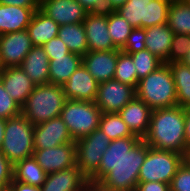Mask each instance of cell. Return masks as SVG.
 <instances>
[{
  "label": "cell",
  "mask_w": 190,
  "mask_h": 191,
  "mask_svg": "<svg viewBox=\"0 0 190 191\" xmlns=\"http://www.w3.org/2000/svg\"><path fill=\"white\" fill-rule=\"evenodd\" d=\"M109 36L111 37L114 45L121 49L131 31L134 29L130 23L123 17H121L116 11H106Z\"/></svg>",
  "instance_id": "30"
},
{
  "label": "cell",
  "mask_w": 190,
  "mask_h": 191,
  "mask_svg": "<svg viewBox=\"0 0 190 191\" xmlns=\"http://www.w3.org/2000/svg\"><path fill=\"white\" fill-rule=\"evenodd\" d=\"M146 32L145 45L153 55L163 63H169V50L171 48L174 32L167 23L144 28Z\"/></svg>",
  "instance_id": "21"
},
{
  "label": "cell",
  "mask_w": 190,
  "mask_h": 191,
  "mask_svg": "<svg viewBox=\"0 0 190 191\" xmlns=\"http://www.w3.org/2000/svg\"><path fill=\"white\" fill-rule=\"evenodd\" d=\"M67 99L95 102L99 83L81 64L62 85Z\"/></svg>",
  "instance_id": "15"
},
{
  "label": "cell",
  "mask_w": 190,
  "mask_h": 191,
  "mask_svg": "<svg viewBox=\"0 0 190 191\" xmlns=\"http://www.w3.org/2000/svg\"><path fill=\"white\" fill-rule=\"evenodd\" d=\"M185 142H186V152L190 148V107L185 108Z\"/></svg>",
  "instance_id": "45"
},
{
  "label": "cell",
  "mask_w": 190,
  "mask_h": 191,
  "mask_svg": "<svg viewBox=\"0 0 190 191\" xmlns=\"http://www.w3.org/2000/svg\"><path fill=\"white\" fill-rule=\"evenodd\" d=\"M151 0H128L116 12L125 18L133 28H146L147 4Z\"/></svg>",
  "instance_id": "29"
},
{
  "label": "cell",
  "mask_w": 190,
  "mask_h": 191,
  "mask_svg": "<svg viewBox=\"0 0 190 191\" xmlns=\"http://www.w3.org/2000/svg\"><path fill=\"white\" fill-rule=\"evenodd\" d=\"M39 7H17L0 3V35L26 30Z\"/></svg>",
  "instance_id": "20"
},
{
  "label": "cell",
  "mask_w": 190,
  "mask_h": 191,
  "mask_svg": "<svg viewBox=\"0 0 190 191\" xmlns=\"http://www.w3.org/2000/svg\"><path fill=\"white\" fill-rule=\"evenodd\" d=\"M170 191H190V165L183 161L170 183Z\"/></svg>",
  "instance_id": "38"
},
{
  "label": "cell",
  "mask_w": 190,
  "mask_h": 191,
  "mask_svg": "<svg viewBox=\"0 0 190 191\" xmlns=\"http://www.w3.org/2000/svg\"><path fill=\"white\" fill-rule=\"evenodd\" d=\"M32 46L26 30L0 35V69L20 66Z\"/></svg>",
  "instance_id": "10"
},
{
  "label": "cell",
  "mask_w": 190,
  "mask_h": 191,
  "mask_svg": "<svg viewBox=\"0 0 190 191\" xmlns=\"http://www.w3.org/2000/svg\"><path fill=\"white\" fill-rule=\"evenodd\" d=\"M57 36L67 45L71 53L83 57L88 52V44L83 23L60 25Z\"/></svg>",
  "instance_id": "26"
},
{
  "label": "cell",
  "mask_w": 190,
  "mask_h": 191,
  "mask_svg": "<svg viewBox=\"0 0 190 191\" xmlns=\"http://www.w3.org/2000/svg\"><path fill=\"white\" fill-rule=\"evenodd\" d=\"M145 39V29L134 28L128 36L125 45L120 50L126 54H131L146 49Z\"/></svg>",
  "instance_id": "37"
},
{
  "label": "cell",
  "mask_w": 190,
  "mask_h": 191,
  "mask_svg": "<svg viewBox=\"0 0 190 191\" xmlns=\"http://www.w3.org/2000/svg\"><path fill=\"white\" fill-rule=\"evenodd\" d=\"M88 12H106V0H77Z\"/></svg>",
  "instance_id": "42"
},
{
  "label": "cell",
  "mask_w": 190,
  "mask_h": 191,
  "mask_svg": "<svg viewBox=\"0 0 190 191\" xmlns=\"http://www.w3.org/2000/svg\"><path fill=\"white\" fill-rule=\"evenodd\" d=\"M184 155L173 151L157 150L147 145V155L141 166L138 182H164L170 184Z\"/></svg>",
  "instance_id": "7"
},
{
  "label": "cell",
  "mask_w": 190,
  "mask_h": 191,
  "mask_svg": "<svg viewBox=\"0 0 190 191\" xmlns=\"http://www.w3.org/2000/svg\"><path fill=\"white\" fill-rule=\"evenodd\" d=\"M185 2L190 6V0H185Z\"/></svg>",
  "instance_id": "51"
},
{
  "label": "cell",
  "mask_w": 190,
  "mask_h": 191,
  "mask_svg": "<svg viewBox=\"0 0 190 191\" xmlns=\"http://www.w3.org/2000/svg\"><path fill=\"white\" fill-rule=\"evenodd\" d=\"M34 125L21 113L6 119L1 152L14 165L32 157L34 152Z\"/></svg>",
  "instance_id": "5"
},
{
  "label": "cell",
  "mask_w": 190,
  "mask_h": 191,
  "mask_svg": "<svg viewBox=\"0 0 190 191\" xmlns=\"http://www.w3.org/2000/svg\"><path fill=\"white\" fill-rule=\"evenodd\" d=\"M88 51H110L118 49L109 36L107 14L105 12L87 13L83 21Z\"/></svg>",
  "instance_id": "13"
},
{
  "label": "cell",
  "mask_w": 190,
  "mask_h": 191,
  "mask_svg": "<svg viewBox=\"0 0 190 191\" xmlns=\"http://www.w3.org/2000/svg\"><path fill=\"white\" fill-rule=\"evenodd\" d=\"M134 62L138 81L146 77L149 73L155 71L163 62L153 55L149 50L143 49L141 51L129 54Z\"/></svg>",
  "instance_id": "33"
},
{
  "label": "cell",
  "mask_w": 190,
  "mask_h": 191,
  "mask_svg": "<svg viewBox=\"0 0 190 191\" xmlns=\"http://www.w3.org/2000/svg\"><path fill=\"white\" fill-rule=\"evenodd\" d=\"M128 0H106V11H116Z\"/></svg>",
  "instance_id": "46"
},
{
  "label": "cell",
  "mask_w": 190,
  "mask_h": 191,
  "mask_svg": "<svg viewBox=\"0 0 190 191\" xmlns=\"http://www.w3.org/2000/svg\"><path fill=\"white\" fill-rule=\"evenodd\" d=\"M135 191H170V184L164 182H138Z\"/></svg>",
  "instance_id": "41"
},
{
  "label": "cell",
  "mask_w": 190,
  "mask_h": 191,
  "mask_svg": "<svg viewBox=\"0 0 190 191\" xmlns=\"http://www.w3.org/2000/svg\"><path fill=\"white\" fill-rule=\"evenodd\" d=\"M135 96L133 86L110 79L99 83L95 103L102 113H118Z\"/></svg>",
  "instance_id": "9"
},
{
  "label": "cell",
  "mask_w": 190,
  "mask_h": 191,
  "mask_svg": "<svg viewBox=\"0 0 190 191\" xmlns=\"http://www.w3.org/2000/svg\"><path fill=\"white\" fill-rule=\"evenodd\" d=\"M136 97L152 110L177 105V95L172 72L167 63L138 81Z\"/></svg>",
  "instance_id": "3"
},
{
  "label": "cell",
  "mask_w": 190,
  "mask_h": 191,
  "mask_svg": "<svg viewBox=\"0 0 190 191\" xmlns=\"http://www.w3.org/2000/svg\"><path fill=\"white\" fill-rule=\"evenodd\" d=\"M146 155V142L135 135L113 140L89 182L109 191H135Z\"/></svg>",
  "instance_id": "1"
},
{
  "label": "cell",
  "mask_w": 190,
  "mask_h": 191,
  "mask_svg": "<svg viewBox=\"0 0 190 191\" xmlns=\"http://www.w3.org/2000/svg\"><path fill=\"white\" fill-rule=\"evenodd\" d=\"M67 98L62 85H36L21 107V113L33 124L59 117Z\"/></svg>",
  "instance_id": "4"
},
{
  "label": "cell",
  "mask_w": 190,
  "mask_h": 191,
  "mask_svg": "<svg viewBox=\"0 0 190 191\" xmlns=\"http://www.w3.org/2000/svg\"><path fill=\"white\" fill-rule=\"evenodd\" d=\"M83 191H109L106 188H103L99 183H93V182H88Z\"/></svg>",
  "instance_id": "47"
},
{
  "label": "cell",
  "mask_w": 190,
  "mask_h": 191,
  "mask_svg": "<svg viewBox=\"0 0 190 191\" xmlns=\"http://www.w3.org/2000/svg\"><path fill=\"white\" fill-rule=\"evenodd\" d=\"M172 0H151L147 4L146 28L167 23L168 9Z\"/></svg>",
  "instance_id": "34"
},
{
  "label": "cell",
  "mask_w": 190,
  "mask_h": 191,
  "mask_svg": "<svg viewBox=\"0 0 190 191\" xmlns=\"http://www.w3.org/2000/svg\"><path fill=\"white\" fill-rule=\"evenodd\" d=\"M82 64V56L69 52L49 60V83L63 85Z\"/></svg>",
  "instance_id": "24"
},
{
  "label": "cell",
  "mask_w": 190,
  "mask_h": 191,
  "mask_svg": "<svg viewBox=\"0 0 190 191\" xmlns=\"http://www.w3.org/2000/svg\"><path fill=\"white\" fill-rule=\"evenodd\" d=\"M0 80L6 92L21 107L25 104L27 97L36 87L34 82L20 68V66L0 69Z\"/></svg>",
  "instance_id": "17"
},
{
  "label": "cell",
  "mask_w": 190,
  "mask_h": 191,
  "mask_svg": "<svg viewBox=\"0 0 190 191\" xmlns=\"http://www.w3.org/2000/svg\"><path fill=\"white\" fill-rule=\"evenodd\" d=\"M152 111L141 99L135 96L118 114L127 124L131 133L143 139L149 129Z\"/></svg>",
  "instance_id": "18"
},
{
  "label": "cell",
  "mask_w": 190,
  "mask_h": 191,
  "mask_svg": "<svg viewBox=\"0 0 190 191\" xmlns=\"http://www.w3.org/2000/svg\"><path fill=\"white\" fill-rule=\"evenodd\" d=\"M190 50V35L174 34L169 50V63L181 62Z\"/></svg>",
  "instance_id": "35"
},
{
  "label": "cell",
  "mask_w": 190,
  "mask_h": 191,
  "mask_svg": "<svg viewBox=\"0 0 190 191\" xmlns=\"http://www.w3.org/2000/svg\"><path fill=\"white\" fill-rule=\"evenodd\" d=\"M113 79L121 83L137 87V73L132 57L122 51L118 53L116 69Z\"/></svg>",
  "instance_id": "32"
},
{
  "label": "cell",
  "mask_w": 190,
  "mask_h": 191,
  "mask_svg": "<svg viewBox=\"0 0 190 191\" xmlns=\"http://www.w3.org/2000/svg\"><path fill=\"white\" fill-rule=\"evenodd\" d=\"M59 26L52 18L38 9L34 12L26 31L33 46H42L57 37Z\"/></svg>",
  "instance_id": "23"
},
{
  "label": "cell",
  "mask_w": 190,
  "mask_h": 191,
  "mask_svg": "<svg viewBox=\"0 0 190 191\" xmlns=\"http://www.w3.org/2000/svg\"><path fill=\"white\" fill-rule=\"evenodd\" d=\"M47 173L32 157L25 158L13 165V180L41 187Z\"/></svg>",
  "instance_id": "25"
},
{
  "label": "cell",
  "mask_w": 190,
  "mask_h": 191,
  "mask_svg": "<svg viewBox=\"0 0 190 191\" xmlns=\"http://www.w3.org/2000/svg\"><path fill=\"white\" fill-rule=\"evenodd\" d=\"M181 63L190 67V50L188 51L187 55L182 59Z\"/></svg>",
  "instance_id": "49"
},
{
  "label": "cell",
  "mask_w": 190,
  "mask_h": 191,
  "mask_svg": "<svg viewBox=\"0 0 190 191\" xmlns=\"http://www.w3.org/2000/svg\"><path fill=\"white\" fill-rule=\"evenodd\" d=\"M5 126L6 120L0 119V150L3 144Z\"/></svg>",
  "instance_id": "48"
},
{
  "label": "cell",
  "mask_w": 190,
  "mask_h": 191,
  "mask_svg": "<svg viewBox=\"0 0 190 191\" xmlns=\"http://www.w3.org/2000/svg\"><path fill=\"white\" fill-rule=\"evenodd\" d=\"M0 3L17 7H39L40 0H0Z\"/></svg>",
  "instance_id": "43"
},
{
  "label": "cell",
  "mask_w": 190,
  "mask_h": 191,
  "mask_svg": "<svg viewBox=\"0 0 190 191\" xmlns=\"http://www.w3.org/2000/svg\"><path fill=\"white\" fill-rule=\"evenodd\" d=\"M185 108L178 105L154 109L149 129L143 140L157 150H166L186 155Z\"/></svg>",
  "instance_id": "2"
},
{
  "label": "cell",
  "mask_w": 190,
  "mask_h": 191,
  "mask_svg": "<svg viewBox=\"0 0 190 191\" xmlns=\"http://www.w3.org/2000/svg\"><path fill=\"white\" fill-rule=\"evenodd\" d=\"M99 128L111 141L134 136L118 113H102Z\"/></svg>",
  "instance_id": "31"
},
{
  "label": "cell",
  "mask_w": 190,
  "mask_h": 191,
  "mask_svg": "<svg viewBox=\"0 0 190 191\" xmlns=\"http://www.w3.org/2000/svg\"><path fill=\"white\" fill-rule=\"evenodd\" d=\"M21 114V106L6 92L0 80V119H9Z\"/></svg>",
  "instance_id": "36"
},
{
  "label": "cell",
  "mask_w": 190,
  "mask_h": 191,
  "mask_svg": "<svg viewBox=\"0 0 190 191\" xmlns=\"http://www.w3.org/2000/svg\"><path fill=\"white\" fill-rule=\"evenodd\" d=\"M42 47L49 60H52L53 57L67 55L70 52L67 48V45H65V43L58 36L52 38L50 41L42 45Z\"/></svg>",
  "instance_id": "40"
},
{
  "label": "cell",
  "mask_w": 190,
  "mask_h": 191,
  "mask_svg": "<svg viewBox=\"0 0 190 191\" xmlns=\"http://www.w3.org/2000/svg\"><path fill=\"white\" fill-rule=\"evenodd\" d=\"M88 182L89 179L75 165L69 169L47 174L40 188L41 191H83Z\"/></svg>",
  "instance_id": "19"
},
{
  "label": "cell",
  "mask_w": 190,
  "mask_h": 191,
  "mask_svg": "<svg viewBox=\"0 0 190 191\" xmlns=\"http://www.w3.org/2000/svg\"><path fill=\"white\" fill-rule=\"evenodd\" d=\"M184 161L190 165V148L187 149L186 155L184 156Z\"/></svg>",
  "instance_id": "50"
},
{
  "label": "cell",
  "mask_w": 190,
  "mask_h": 191,
  "mask_svg": "<svg viewBox=\"0 0 190 191\" xmlns=\"http://www.w3.org/2000/svg\"><path fill=\"white\" fill-rule=\"evenodd\" d=\"M32 156L47 174L69 169L76 165L75 142L35 149Z\"/></svg>",
  "instance_id": "11"
},
{
  "label": "cell",
  "mask_w": 190,
  "mask_h": 191,
  "mask_svg": "<svg viewBox=\"0 0 190 191\" xmlns=\"http://www.w3.org/2000/svg\"><path fill=\"white\" fill-rule=\"evenodd\" d=\"M39 9L59 25L83 23L88 13L77 0H40Z\"/></svg>",
  "instance_id": "14"
},
{
  "label": "cell",
  "mask_w": 190,
  "mask_h": 191,
  "mask_svg": "<svg viewBox=\"0 0 190 191\" xmlns=\"http://www.w3.org/2000/svg\"><path fill=\"white\" fill-rule=\"evenodd\" d=\"M13 181V164L0 151V190L9 191Z\"/></svg>",
  "instance_id": "39"
},
{
  "label": "cell",
  "mask_w": 190,
  "mask_h": 191,
  "mask_svg": "<svg viewBox=\"0 0 190 191\" xmlns=\"http://www.w3.org/2000/svg\"><path fill=\"white\" fill-rule=\"evenodd\" d=\"M72 142L75 141L60 116L34 125V149L53 148Z\"/></svg>",
  "instance_id": "12"
},
{
  "label": "cell",
  "mask_w": 190,
  "mask_h": 191,
  "mask_svg": "<svg viewBox=\"0 0 190 191\" xmlns=\"http://www.w3.org/2000/svg\"><path fill=\"white\" fill-rule=\"evenodd\" d=\"M20 68L35 85L49 83V59L42 46H32Z\"/></svg>",
  "instance_id": "22"
},
{
  "label": "cell",
  "mask_w": 190,
  "mask_h": 191,
  "mask_svg": "<svg viewBox=\"0 0 190 191\" xmlns=\"http://www.w3.org/2000/svg\"><path fill=\"white\" fill-rule=\"evenodd\" d=\"M101 115L95 102L67 99L60 117L77 141L99 128Z\"/></svg>",
  "instance_id": "6"
},
{
  "label": "cell",
  "mask_w": 190,
  "mask_h": 191,
  "mask_svg": "<svg viewBox=\"0 0 190 191\" xmlns=\"http://www.w3.org/2000/svg\"><path fill=\"white\" fill-rule=\"evenodd\" d=\"M9 191H41V188L13 180L10 184Z\"/></svg>",
  "instance_id": "44"
},
{
  "label": "cell",
  "mask_w": 190,
  "mask_h": 191,
  "mask_svg": "<svg viewBox=\"0 0 190 191\" xmlns=\"http://www.w3.org/2000/svg\"><path fill=\"white\" fill-rule=\"evenodd\" d=\"M110 142L100 128L75 141L76 165L88 179L97 172Z\"/></svg>",
  "instance_id": "8"
},
{
  "label": "cell",
  "mask_w": 190,
  "mask_h": 191,
  "mask_svg": "<svg viewBox=\"0 0 190 191\" xmlns=\"http://www.w3.org/2000/svg\"><path fill=\"white\" fill-rule=\"evenodd\" d=\"M120 51H88L82 57V64L98 83L106 82L114 77Z\"/></svg>",
  "instance_id": "16"
},
{
  "label": "cell",
  "mask_w": 190,
  "mask_h": 191,
  "mask_svg": "<svg viewBox=\"0 0 190 191\" xmlns=\"http://www.w3.org/2000/svg\"><path fill=\"white\" fill-rule=\"evenodd\" d=\"M167 24L174 34L190 35V6L185 0H172L168 9Z\"/></svg>",
  "instance_id": "28"
},
{
  "label": "cell",
  "mask_w": 190,
  "mask_h": 191,
  "mask_svg": "<svg viewBox=\"0 0 190 191\" xmlns=\"http://www.w3.org/2000/svg\"><path fill=\"white\" fill-rule=\"evenodd\" d=\"M175 83L177 105L190 107V67L181 62L167 63Z\"/></svg>",
  "instance_id": "27"
}]
</instances>
